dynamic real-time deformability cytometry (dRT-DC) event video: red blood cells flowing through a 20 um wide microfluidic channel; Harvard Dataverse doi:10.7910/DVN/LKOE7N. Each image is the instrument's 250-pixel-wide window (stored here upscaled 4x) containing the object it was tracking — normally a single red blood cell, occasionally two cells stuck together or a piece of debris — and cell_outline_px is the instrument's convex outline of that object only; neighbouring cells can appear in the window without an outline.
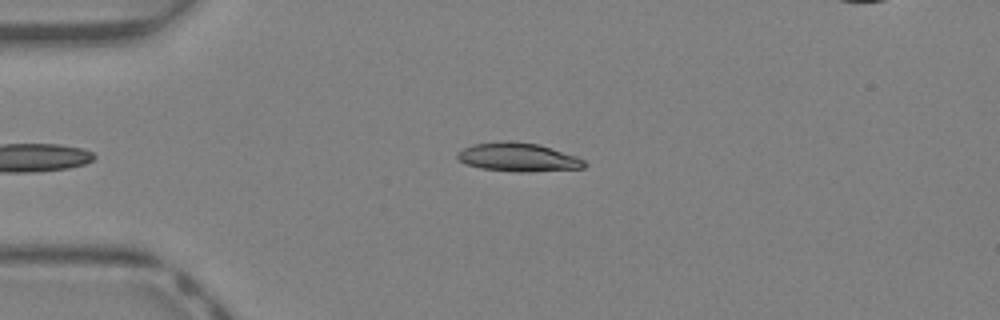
{"species": "Egyptian fruit bat (a non-hibernating species)", "species_latin": "Rousettus aegyptiacus", "temperature_condition": "warm", "stored_images_in_passage": 32, "camera_frame_rate_fps": 3000, "um_per_image_px": 0.085, "animal": {"sex": "female"}, "frame": {"image": 1, "passage_image": 7, "time_ms": 2.0, "image_size_px": [1000, 320], "cell_outline_px": [[588, 164], [584, 168], [528, 172], [520, 172], [480, 168], [464, 164], [456, 156], [456, 152], [472, 144], [504, 140], [512, 140], [540, 144], [576, 156], [584, 160]], "centroid_in_image_um": [44.03, 13.35], "position_along_channel_um": 41.0, "area_um2": 21.5}}
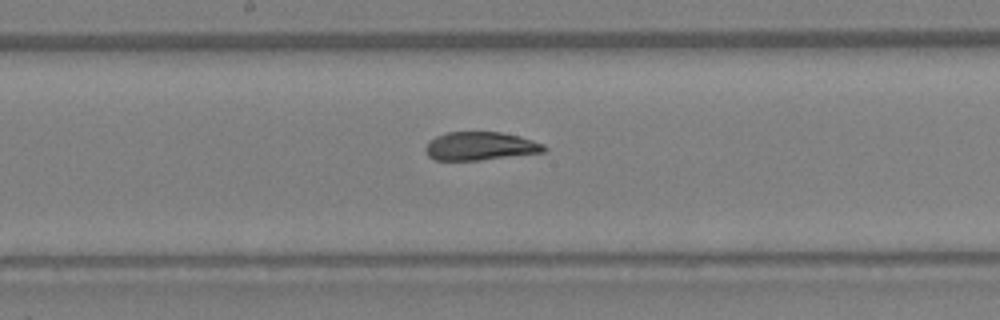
{"frame": {"image": 2, "passage_image": 19, "time_ms": 6.0, "image_size_px": [1000, 320], "cell_outline_px": [[548, 148], [544, 152], [480, 160], [436, 160], [428, 156], [424, 148], [436, 136], [448, 132], [500, 132], [520, 136], [544, 144]], "centroid_in_image_um": [40.85, 12.42], "position_along_channel_um": 207.4, "area_um2": 19.48}}
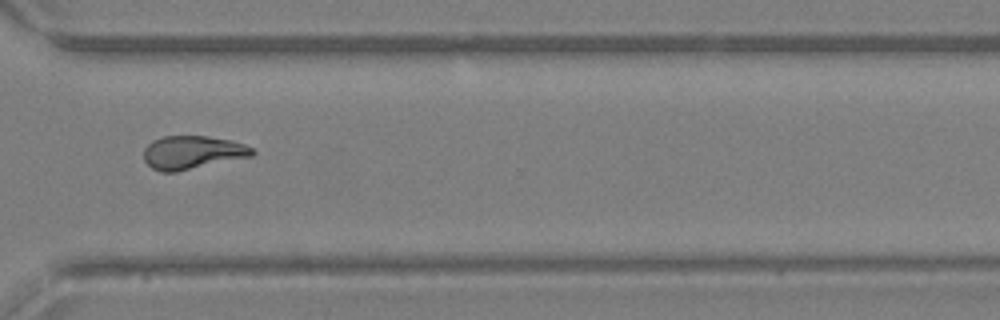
{"frame": {"image": 3, "passage_image": 28, "time_ms": 9.0, "image_size_px": [1000, 320], "cell_outline_px": [[256, 152], [252, 156], [176, 172], [160, 172], [152, 168], [144, 160], [144, 148], [152, 140], [164, 136], [208, 136], [232, 140], [244, 144], [252, 148]], "centroid_in_image_um": [16.35, 12.95], "position_along_channel_um": 354.3, "area_um2": 21.15}, "authors_computed_cell_mechanics": {"area_um2": 20.6346, "velocity_mm_per_s": 4.9051, "shape_relaxation_time_tau1_ms": 4.6148, "shape_relaxation_time_tau2_ms": 0.4922, "deformation_change_tau1": 0.2154, "deformation_change_tau2": 0.0752}}